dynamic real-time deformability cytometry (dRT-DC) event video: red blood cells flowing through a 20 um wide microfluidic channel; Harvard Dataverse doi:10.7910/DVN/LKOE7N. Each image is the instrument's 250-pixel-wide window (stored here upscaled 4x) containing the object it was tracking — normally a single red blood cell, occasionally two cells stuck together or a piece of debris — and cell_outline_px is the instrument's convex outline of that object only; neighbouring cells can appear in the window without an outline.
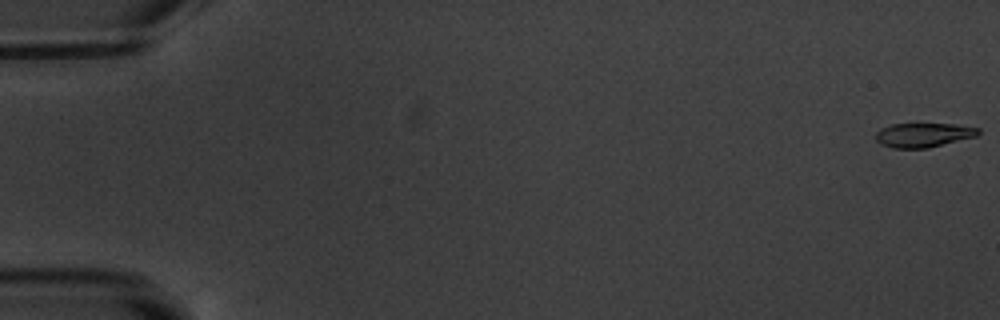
{"species": "common noctule bat (a hibernating species)", "species_latin": "Nyctalus noctula", "temperature_condition": "warm", "stored_images_in_passage": 6, "camera_frame_rate_fps": 3000, "um_per_image_px": 0.085, "animal": {"sex": "male", "body_mass_g": 20.1, "forearm_length_mm": 53.5}, "frame": {"image": 1, "passage_image": 1, "time_ms": 0.0, "image_size_px": [1000, 320], "cell_outline_px": [[980, 132], [976, 136], [928, 148], [892, 148], [880, 144], [876, 140], [876, 132], [880, 128], [892, 124], [956, 124], [980, 128]], "centroid_in_image_um": [78.47, 11.47], "position_along_channel_um": 6.5, "area_um2": 14.51}}
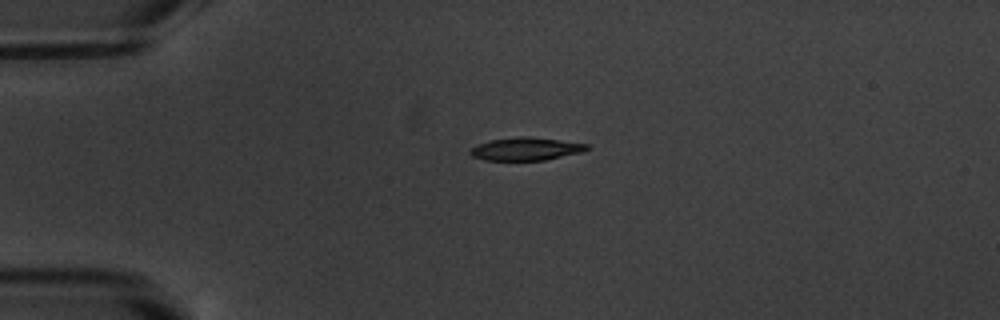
{"frame": {"image": 2, "passage_image": 5, "time_ms": 4.667, "image_size_px": [1000, 320], "cell_outline_px": [[588, 148], [580, 152], [544, 160], [484, 160], [472, 156], [468, 152], [476, 144], [492, 140], [520, 136], [528, 136], [560, 140], [588, 144]], "centroid_in_image_um": [44.65, 12.65], "position_along_channel_um": 40.3, "area_um2": 15.37}}